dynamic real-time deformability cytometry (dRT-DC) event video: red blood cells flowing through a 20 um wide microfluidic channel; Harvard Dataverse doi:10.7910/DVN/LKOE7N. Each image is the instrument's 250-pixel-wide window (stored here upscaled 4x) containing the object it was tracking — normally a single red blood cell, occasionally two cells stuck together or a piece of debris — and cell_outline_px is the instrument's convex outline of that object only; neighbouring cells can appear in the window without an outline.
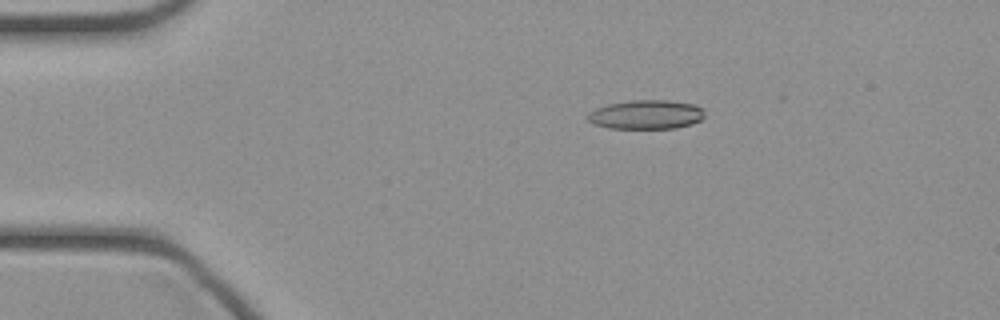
{"species": "common noctule bat (a hibernating species)", "species_latin": "Nyctalus noctula", "temperature_condition": "cold", "stored_images_in_passage": 46, "camera_frame_rate_fps": 3000, "um_per_image_px": 0.085, "animal": {"sex": "female", "body_mass_g": 21.9}, "frame": {"image": 1, "passage_image": 9, "time_ms": 2.667, "image_size_px": [1000, 320], "cell_outline_px": [[704, 116], [700, 120], [692, 124], [676, 128], [608, 128], [592, 124], [588, 120], [588, 112], [596, 108], [608, 104], [628, 100], [668, 100], [692, 104], [704, 108]], "centroid_in_image_um": [54.91, 9.73], "position_along_channel_um": 30.1, "area_um2": 19.94}}
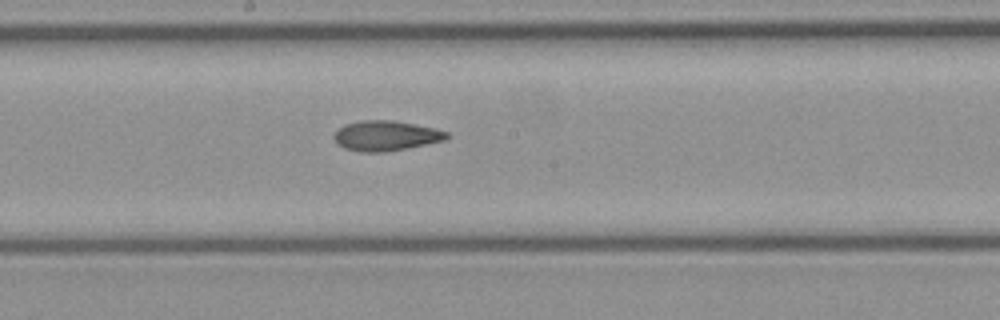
{"frame": {"image": 2, "passage_image": 25, "time_ms": 8.0, "image_size_px": [1000, 320], "cell_outline_px": [[448, 136], [444, 140], [384, 152], [360, 152], [344, 148], [336, 144], [332, 136], [344, 124], [364, 120], [392, 120], [436, 128], [448, 132]], "centroid_in_image_um": [32.75, 11.53], "position_along_channel_um": 215.5, "area_um2": 19.59}}
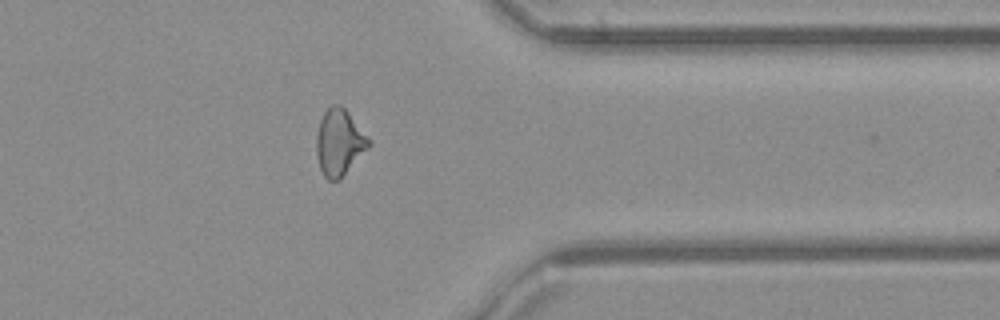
{"frame": {"image": 3, "passage_image": 37, "time_ms": 12.0, "image_size_px": [1000, 320], "cell_outline_px": [[372, 144], [340, 180], [328, 180], [324, 176], [320, 168], [316, 156], [316, 136], [320, 120], [324, 112], [332, 104], [340, 104], [348, 112], [372, 140]], "centroid_in_image_um": [28.85, 12.11], "position_along_channel_um": 382.5, "area_um2": 20.46}}